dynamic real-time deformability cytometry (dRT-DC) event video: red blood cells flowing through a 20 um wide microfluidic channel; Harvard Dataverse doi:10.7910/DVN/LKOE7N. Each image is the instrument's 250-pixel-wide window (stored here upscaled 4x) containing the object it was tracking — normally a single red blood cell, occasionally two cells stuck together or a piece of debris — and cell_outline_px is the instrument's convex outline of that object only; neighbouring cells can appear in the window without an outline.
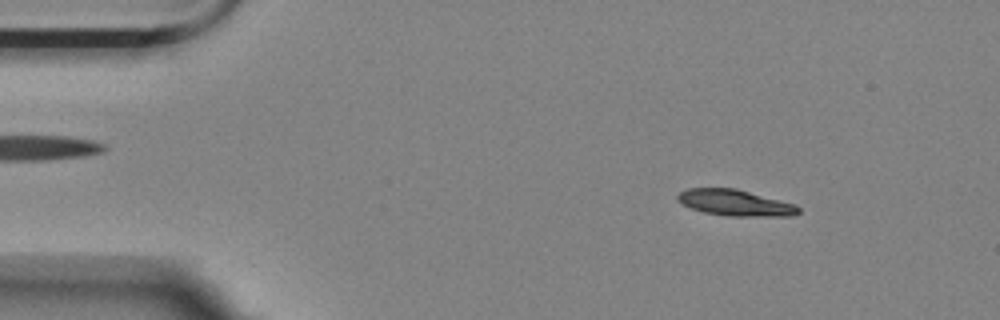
{"species": "Egyptian fruit bat (a non-hibernating species)", "species_latin": "Rousettus aegyptiacus", "temperature_condition": "room temperature", "stored_images_in_passage": 55, "camera_frame_rate_fps": 3000, "um_per_image_px": 0.085, "animal": {"sex": "female"}, "frame": {"image": 1, "passage_image": 7, "time_ms": 2.0, "image_size_px": [1000, 320], "cell_outline_px": [[800, 212], [792, 216], [728, 216], [704, 212], [680, 204], [676, 200], [676, 196], [680, 192], [688, 188], [736, 188], [796, 204], [800, 208]], "centroid_in_image_um": [62.49, 17.23], "position_along_channel_um": 22.5, "area_um2": 18.55}}
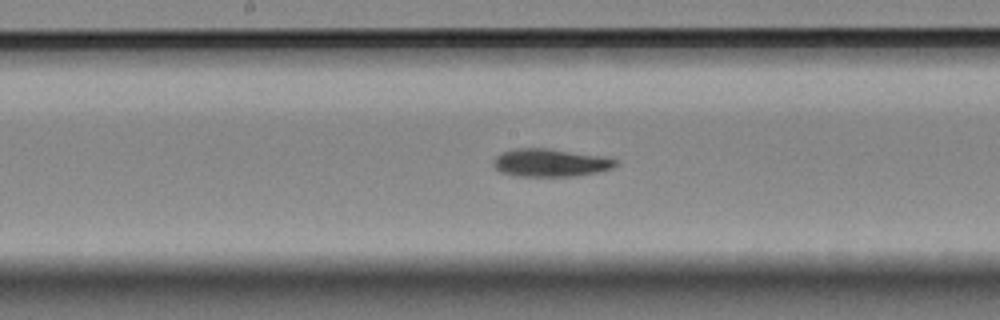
{"frame": {"image": 2, "passage_image": 28, "time_ms": 9.0, "image_size_px": [1000, 320], "cell_outline_px": [[620, 164], [612, 168], [596, 172], [576, 176], [512, 176], [500, 172], [492, 164], [492, 160], [500, 152], [516, 148], [548, 148], [608, 156], [616, 160]], "centroid_in_image_um": [46.78, 13.82], "position_along_channel_um": 201.4, "area_um2": 20.29}}
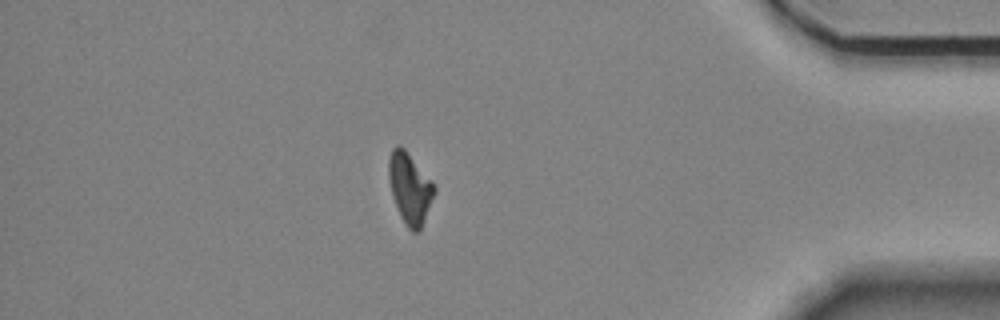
{"frame": {"image": 3, "passage_image": 48, "time_ms": 15.667, "image_size_px": [1000, 320], "cell_outline_px": [[436, 192], [420, 232], [412, 232], [408, 228], [400, 216], [392, 196], [388, 176], [388, 160], [392, 148], [396, 144], [400, 144], [404, 148], [432, 180], [436, 188]], "centroid_in_image_um": [34.84, 16.0], "position_along_channel_um": 400.4, "area_um2": 19.13}, "authors_computed_cell_mechanics": {"area_um2": 19.4786, "velocity_mm_per_s": 3.5577, "shape_relaxation_time_tau1_ms": 4.8606, "shape_relaxation_time_tau2_ms": 7.6286, "deformation_change_tau1": 0.1509, "deformation_change_tau2": 0.1256}}